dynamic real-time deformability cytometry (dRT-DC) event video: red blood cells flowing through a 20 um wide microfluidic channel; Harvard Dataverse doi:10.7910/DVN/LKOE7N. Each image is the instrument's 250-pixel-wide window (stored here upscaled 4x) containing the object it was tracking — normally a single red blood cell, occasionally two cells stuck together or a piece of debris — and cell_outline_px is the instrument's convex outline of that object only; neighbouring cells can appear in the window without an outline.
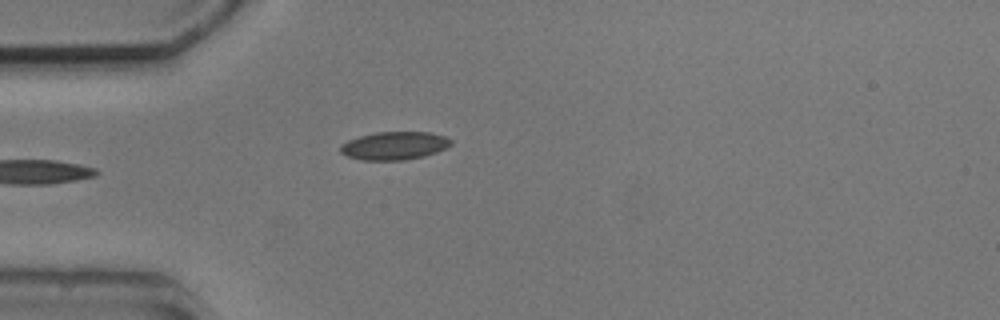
{"species": "common noctule bat (a hibernating species)", "species_latin": "Nyctalus noctula", "temperature_condition": "cold", "stored_images_in_passage": 4, "camera_frame_rate_fps": 3000, "um_per_image_px": 0.085, "animal": {"sex": "male", "body_mass_g": 20.5, "forearm_length_mm": 52.5}, "frame": {"image": 1, "passage_image": 4, "time_ms": 4.333, "image_size_px": [1000, 320], "cell_outline_px": [[452, 144], [436, 152], [424, 156], [404, 160], [364, 160], [348, 156], [340, 152], [340, 144], [348, 140], [360, 136], [376, 132], [432, 132], [448, 136], [452, 140]], "centroid_in_image_um": [33.54, 12.37], "position_along_channel_um": 51.5, "area_um2": 18.15}}